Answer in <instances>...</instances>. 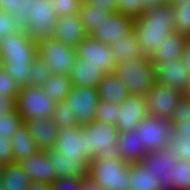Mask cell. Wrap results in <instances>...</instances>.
<instances>
[{
    "mask_svg": "<svg viewBox=\"0 0 190 190\" xmlns=\"http://www.w3.org/2000/svg\"><path fill=\"white\" fill-rule=\"evenodd\" d=\"M3 68L2 61L0 59V70Z\"/></svg>",
    "mask_w": 190,
    "mask_h": 190,
    "instance_id": "6f0895ef",
    "label": "cell"
},
{
    "mask_svg": "<svg viewBox=\"0 0 190 190\" xmlns=\"http://www.w3.org/2000/svg\"><path fill=\"white\" fill-rule=\"evenodd\" d=\"M134 18L114 12L110 13L107 19L96 25L88 35L109 45L112 40H118L128 36L133 31Z\"/></svg>",
    "mask_w": 190,
    "mask_h": 190,
    "instance_id": "4fadbf2b",
    "label": "cell"
},
{
    "mask_svg": "<svg viewBox=\"0 0 190 190\" xmlns=\"http://www.w3.org/2000/svg\"><path fill=\"white\" fill-rule=\"evenodd\" d=\"M148 115L145 96L129 95L119 104L116 128L129 131Z\"/></svg>",
    "mask_w": 190,
    "mask_h": 190,
    "instance_id": "9a60e30c",
    "label": "cell"
},
{
    "mask_svg": "<svg viewBox=\"0 0 190 190\" xmlns=\"http://www.w3.org/2000/svg\"><path fill=\"white\" fill-rule=\"evenodd\" d=\"M97 89L99 101L120 104L129 96L126 84L114 72L105 74Z\"/></svg>",
    "mask_w": 190,
    "mask_h": 190,
    "instance_id": "484cf974",
    "label": "cell"
},
{
    "mask_svg": "<svg viewBox=\"0 0 190 190\" xmlns=\"http://www.w3.org/2000/svg\"><path fill=\"white\" fill-rule=\"evenodd\" d=\"M119 104L107 101H99L96 106V121L107 122L116 125Z\"/></svg>",
    "mask_w": 190,
    "mask_h": 190,
    "instance_id": "8d00e7d4",
    "label": "cell"
},
{
    "mask_svg": "<svg viewBox=\"0 0 190 190\" xmlns=\"http://www.w3.org/2000/svg\"><path fill=\"white\" fill-rule=\"evenodd\" d=\"M167 0H141L145 9L165 3Z\"/></svg>",
    "mask_w": 190,
    "mask_h": 190,
    "instance_id": "db71d44e",
    "label": "cell"
},
{
    "mask_svg": "<svg viewBox=\"0 0 190 190\" xmlns=\"http://www.w3.org/2000/svg\"><path fill=\"white\" fill-rule=\"evenodd\" d=\"M119 141L116 148L120 151L123 161L135 163L142 161L143 157L148 153L139 139V133L134 129L121 132L118 134Z\"/></svg>",
    "mask_w": 190,
    "mask_h": 190,
    "instance_id": "cb8c5ba5",
    "label": "cell"
},
{
    "mask_svg": "<svg viewBox=\"0 0 190 190\" xmlns=\"http://www.w3.org/2000/svg\"><path fill=\"white\" fill-rule=\"evenodd\" d=\"M84 137L86 157L91 160L96 156L109 157L122 160L120 151L116 148L119 141V130L116 125L94 120L81 125Z\"/></svg>",
    "mask_w": 190,
    "mask_h": 190,
    "instance_id": "3957f363",
    "label": "cell"
},
{
    "mask_svg": "<svg viewBox=\"0 0 190 190\" xmlns=\"http://www.w3.org/2000/svg\"><path fill=\"white\" fill-rule=\"evenodd\" d=\"M18 30H22V28L10 17L7 11L0 9V35L4 38L6 35Z\"/></svg>",
    "mask_w": 190,
    "mask_h": 190,
    "instance_id": "f6af8a7d",
    "label": "cell"
},
{
    "mask_svg": "<svg viewBox=\"0 0 190 190\" xmlns=\"http://www.w3.org/2000/svg\"><path fill=\"white\" fill-rule=\"evenodd\" d=\"M45 153L52 160L57 176L83 177L88 175L89 159L65 157L61 151L54 148L46 149Z\"/></svg>",
    "mask_w": 190,
    "mask_h": 190,
    "instance_id": "7402d4cb",
    "label": "cell"
},
{
    "mask_svg": "<svg viewBox=\"0 0 190 190\" xmlns=\"http://www.w3.org/2000/svg\"><path fill=\"white\" fill-rule=\"evenodd\" d=\"M130 163L96 156L89 161L88 174L105 190H129Z\"/></svg>",
    "mask_w": 190,
    "mask_h": 190,
    "instance_id": "5b68a950",
    "label": "cell"
},
{
    "mask_svg": "<svg viewBox=\"0 0 190 190\" xmlns=\"http://www.w3.org/2000/svg\"><path fill=\"white\" fill-rule=\"evenodd\" d=\"M20 86L15 80L5 71L4 68L0 70V96H17Z\"/></svg>",
    "mask_w": 190,
    "mask_h": 190,
    "instance_id": "b9f144b4",
    "label": "cell"
},
{
    "mask_svg": "<svg viewBox=\"0 0 190 190\" xmlns=\"http://www.w3.org/2000/svg\"><path fill=\"white\" fill-rule=\"evenodd\" d=\"M109 46L114 56L115 64L127 60L130 56L140 58L145 55L134 30L128 36H123L118 40H112Z\"/></svg>",
    "mask_w": 190,
    "mask_h": 190,
    "instance_id": "4316f807",
    "label": "cell"
},
{
    "mask_svg": "<svg viewBox=\"0 0 190 190\" xmlns=\"http://www.w3.org/2000/svg\"><path fill=\"white\" fill-rule=\"evenodd\" d=\"M186 94L190 97V89H189V91Z\"/></svg>",
    "mask_w": 190,
    "mask_h": 190,
    "instance_id": "91938a15",
    "label": "cell"
},
{
    "mask_svg": "<svg viewBox=\"0 0 190 190\" xmlns=\"http://www.w3.org/2000/svg\"><path fill=\"white\" fill-rule=\"evenodd\" d=\"M24 172L28 175L30 182L52 183L58 176L52 168V160L45 150H38L35 154L19 162Z\"/></svg>",
    "mask_w": 190,
    "mask_h": 190,
    "instance_id": "d6986e66",
    "label": "cell"
},
{
    "mask_svg": "<svg viewBox=\"0 0 190 190\" xmlns=\"http://www.w3.org/2000/svg\"><path fill=\"white\" fill-rule=\"evenodd\" d=\"M165 190H190V161L180 159L172 169L171 183Z\"/></svg>",
    "mask_w": 190,
    "mask_h": 190,
    "instance_id": "d6a6232c",
    "label": "cell"
},
{
    "mask_svg": "<svg viewBox=\"0 0 190 190\" xmlns=\"http://www.w3.org/2000/svg\"><path fill=\"white\" fill-rule=\"evenodd\" d=\"M187 36L172 30L157 43V47L150 53L149 58L153 65L169 62L181 58Z\"/></svg>",
    "mask_w": 190,
    "mask_h": 190,
    "instance_id": "44dd1931",
    "label": "cell"
},
{
    "mask_svg": "<svg viewBox=\"0 0 190 190\" xmlns=\"http://www.w3.org/2000/svg\"><path fill=\"white\" fill-rule=\"evenodd\" d=\"M32 0H0V9L7 11L10 17L17 22L22 29H27L28 12L31 9Z\"/></svg>",
    "mask_w": 190,
    "mask_h": 190,
    "instance_id": "1f68e13d",
    "label": "cell"
},
{
    "mask_svg": "<svg viewBox=\"0 0 190 190\" xmlns=\"http://www.w3.org/2000/svg\"><path fill=\"white\" fill-rule=\"evenodd\" d=\"M91 5L99 8H106L110 13L115 11V0H85Z\"/></svg>",
    "mask_w": 190,
    "mask_h": 190,
    "instance_id": "f907efd6",
    "label": "cell"
},
{
    "mask_svg": "<svg viewBox=\"0 0 190 190\" xmlns=\"http://www.w3.org/2000/svg\"><path fill=\"white\" fill-rule=\"evenodd\" d=\"M79 187L80 190H105L101 185L97 184L89 174L81 177Z\"/></svg>",
    "mask_w": 190,
    "mask_h": 190,
    "instance_id": "681fc988",
    "label": "cell"
},
{
    "mask_svg": "<svg viewBox=\"0 0 190 190\" xmlns=\"http://www.w3.org/2000/svg\"><path fill=\"white\" fill-rule=\"evenodd\" d=\"M129 178V190H165L151 168H148L142 161L130 163Z\"/></svg>",
    "mask_w": 190,
    "mask_h": 190,
    "instance_id": "d4e9b609",
    "label": "cell"
},
{
    "mask_svg": "<svg viewBox=\"0 0 190 190\" xmlns=\"http://www.w3.org/2000/svg\"><path fill=\"white\" fill-rule=\"evenodd\" d=\"M67 100L56 102L55 109L52 114L53 121L59 128L76 126L77 121L75 115L70 112Z\"/></svg>",
    "mask_w": 190,
    "mask_h": 190,
    "instance_id": "e575fe53",
    "label": "cell"
},
{
    "mask_svg": "<svg viewBox=\"0 0 190 190\" xmlns=\"http://www.w3.org/2000/svg\"><path fill=\"white\" fill-rule=\"evenodd\" d=\"M71 81L66 74H51L41 87L43 92L55 102L65 100L70 88Z\"/></svg>",
    "mask_w": 190,
    "mask_h": 190,
    "instance_id": "f546056e",
    "label": "cell"
},
{
    "mask_svg": "<svg viewBox=\"0 0 190 190\" xmlns=\"http://www.w3.org/2000/svg\"><path fill=\"white\" fill-rule=\"evenodd\" d=\"M10 138L0 136V162L3 165L11 164L14 162V155L12 152Z\"/></svg>",
    "mask_w": 190,
    "mask_h": 190,
    "instance_id": "bcb514c9",
    "label": "cell"
},
{
    "mask_svg": "<svg viewBox=\"0 0 190 190\" xmlns=\"http://www.w3.org/2000/svg\"><path fill=\"white\" fill-rule=\"evenodd\" d=\"M25 190H50V183L47 182H30Z\"/></svg>",
    "mask_w": 190,
    "mask_h": 190,
    "instance_id": "f5cc1de1",
    "label": "cell"
},
{
    "mask_svg": "<svg viewBox=\"0 0 190 190\" xmlns=\"http://www.w3.org/2000/svg\"><path fill=\"white\" fill-rule=\"evenodd\" d=\"M70 112L75 115L77 125H86L95 120L99 102L98 89L88 86H71L66 97Z\"/></svg>",
    "mask_w": 190,
    "mask_h": 190,
    "instance_id": "30bf717a",
    "label": "cell"
},
{
    "mask_svg": "<svg viewBox=\"0 0 190 190\" xmlns=\"http://www.w3.org/2000/svg\"><path fill=\"white\" fill-rule=\"evenodd\" d=\"M184 94L168 84L155 82L145 96L148 115L170 121L177 102Z\"/></svg>",
    "mask_w": 190,
    "mask_h": 190,
    "instance_id": "9c48e42d",
    "label": "cell"
},
{
    "mask_svg": "<svg viewBox=\"0 0 190 190\" xmlns=\"http://www.w3.org/2000/svg\"><path fill=\"white\" fill-rule=\"evenodd\" d=\"M181 60L186 64V66L190 70V36H187L186 38Z\"/></svg>",
    "mask_w": 190,
    "mask_h": 190,
    "instance_id": "816d5d0a",
    "label": "cell"
},
{
    "mask_svg": "<svg viewBox=\"0 0 190 190\" xmlns=\"http://www.w3.org/2000/svg\"><path fill=\"white\" fill-rule=\"evenodd\" d=\"M173 133L184 139L190 138V118L186 117L181 122H173Z\"/></svg>",
    "mask_w": 190,
    "mask_h": 190,
    "instance_id": "c3c4849f",
    "label": "cell"
},
{
    "mask_svg": "<svg viewBox=\"0 0 190 190\" xmlns=\"http://www.w3.org/2000/svg\"><path fill=\"white\" fill-rule=\"evenodd\" d=\"M36 44L37 56L45 61L52 74H69L77 57L76 49L55 38H45Z\"/></svg>",
    "mask_w": 190,
    "mask_h": 190,
    "instance_id": "ba28073f",
    "label": "cell"
},
{
    "mask_svg": "<svg viewBox=\"0 0 190 190\" xmlns=\"http://www.w3.org/2000/svg\"><path fill=\"white\" fill-rule=\"evenodd\" d=\"M105 72L99 66L92 64H85L83 60L76 57L72 68L68 74L71 85L73 86H88L96 87L104 78Z\"/></svg>",
    "mask_w": 190,
    "mask_h": 190,
    "instance_id": "603a6c76",
    "label": "cell"
},
{
    "mask_svg": "<svg viewBox=\"0 0 190 190\" xmlns=\"http://www.w3.org/2000/svg\"><path fill=\"white\" fill-rule=\"evenodd\" d=\"M24 124L39 150L54 147L59 127L52 117L42 119L32 118L24 121Z\"/></svg>",
    "mask_w": 190,
    "mask_h": 190,
    "instance_id": "ffe728a7",
    "label": "cell"
},
{
    "mask_svg": "<svg viewBox=\"0 0 190 190\" xmlns=\"http://www.w3.org/2000/svg\"><path fill=\"white\" fill-rule=\"evenodd\" d=\"M115 11L136 18L145 11V8L141 0H115Z\"/></svg>",
    "mask_w": 190,
    "mask_h": 190,
    "instance_id": "ab89813d",
    "label": "cell"
},
{
    "mask_svg": "<svg viewBox=\"0 0 190 190\" xmlns=\"http://www.w3.org/2000/svg\"><path fill=\"white\" fill-rule=\"evenodd\" d=\"M186 1H190V0H167V2L171 3L172 5H176L182 2H186Z\"/></svg>",
    "mask_w": 190,
    "mask_h": 190,
    "instance_id": "11a10c76",
    "label": "cell"
},
{
    "mask_svg": "<svg viewBox=\"0 0 190 190\" xmlns=\"http://www.w3.org/2000/svg\"><path fill=\"white\" fill-rule=\"evenodd\" d=\"M135 130L139 133L141 145L149 152L167 148L173 126L169 120L147 115L136 125Z\"/></svg>",
    "mask_w": 190,
    "mask_h": 190,
    "instance_id": "8fae6325",
    "label": "cell"
},
{
    "mask_svg": "<svg viewBox=\"0 0 190 190\" xmlns=\"http://www.w3.org/2000/svg\"><path fill=\"white\" fill-rule=\"evenodd\" d=\"M36 56L37 44L29 39L25 29L12 32L0 41L3 68L20 87L30 85L31 62Z\"/></svg>",
    "mask_w": 190,
    "mask_h": 190,
    "instance_id": "6da1fadb",
    "label": "cell"
},
{
    "mask_svg": "<svg viewBox=\"0 0 190 190\" xmlns=\"http://www.w3.org/2000/svg\"><path fill=\"white\" fill-rule=\"evenodd\" d=\"M57 19L58 16L50 0H32L27 18V36L35 42L53 38Z\"/></svg>",
    "mask_w": 190,
    "mask_h": 190,
    "instance_id": "52a82bcc",
    "label": "cell"
},
{
    "mask_svg": "<svg viewBox=\"0 0 190 190\" xmlns=\"http://www.w3.org/2000/svg\"><path fill=\"white\" fill-rule=\"evenodd\" d=\"M53 148L61 151L65 157L88 159L85 155L81 125L59 128Z\"/></svg>",
    "mask_w": 190,
    "mask_h": 190,
    "instance_id": "e0dca14e",
    "label": "cell"
},
{
    "mask_svg": "<svg viewBox=\"0 0 190 190\" xmlns=\"http://www.w3.org/2000/svg\"><path fill=\"white\" fill-rule=\"evenodd\" d=\"M155 82L168 84L184 93L190 89V70L181 58L154 65Z\"/></svg>",
    "mask_w": 190,
    "mask_h": 190,
    "instance_id": "5bb4252c",
    "label": "cell"
},
{
    "mask_svg": "<svg viewBox=\"0 0 190 190\" xmlns=\"http://www.w3.org/2000/svg\"><path fill=\"white\" fill-rule=\"evenodd\" d=\"M76 53L85 64L99 66L106 74L115 70L116 64L110 46L89 35L77 45Z\"/></svg>",
    "mask_w": 190,
    "mask_h": 190,
    "instance_id": "7c38bea8",
    "label": "cell"
},
{
    "mask_svg": "<svg viewBox=\"0 0 190 190\" xmlns=\"http://www.w3.org/2000/svg\"><path fill=\"white\" fill-rule=\"evenodd\" d=\"M114 73L124 81L129 95L146 96L155 83L154 65L149 55L140 58L130 56L116 64Z\"/></svg>",
    "mask_w": 190,
    "mask_h": 190,
    "instance_id": "277c9868",
    "label": "cell"
},
{
    "mask_svg": "<svg viewBox=\"0 0 190 190\" xmlns=\"http://www.w3.org/2000/svg\"><path fill=\"white\" fill-rule=\"evenodd\" d=\"M77 14L85 30L89 33L96 25L100 24L103 19H107L110 12L106 8L95 7L87 1L82 0Z\"/></svg>",
    "mask_w": 190,
    "mask_h": 190,
    "instance_id": "4dcf8cb0",
    "label": "cell"
},
{
    "mask_svg": "<svg viewBox=\"0 0 190 190\" xmlns=\"http://www.w3.org/2000/svg\"><path fill=\"white\" fill-rule=\"evenodd\" d=\"M186 117L190 118V97L185 93L177 102L170 122H181Z\"/></svg>",
    "mask_w": 190,
    "mask_h": 190,
    "instance_id": "ee69618b",
    "label": "cell"
},
{
    "mask_svg": "<svg viewBox=\"0 0 190 190\" xmlns=\"http://www.w3.org/2000/svg\"><path fill=\"white\" fill-rule=\"evenodd\" d=\"M171 154H176L181 160L190 161V138L184 139L172 133L167 143Z\"/></svg>",
    "mask_w": 190,
    "mask_h": 190,
    "instance_id": "74e56055",
    "label": "cell"
},
{
    "mask_svg": "<svg viewBox=\"0 0 190 190\" xmlns=\"http://www.w3.org/2000/svg\"><path fill=\"white\" fill-rule=\"evenodd\" d=\"M88 33L80 21L78 14H70L58 17L55 22V34L53 38L61 41L66 46L76 49L77 45Z\"/></svg>",
    "mask_w": 190,
    "mask_h": 190,
    "instance_id": "ac0fdd59",
    "label": "cell"
},
{
    "mask_svg": "<svg viewBox=\"0 0 190 190\" xmlns=\"http://www.w3.org/2000/svg\"><path fill=\"white\" fill-rule=\"evenodd\" d=\"M174 22V5L169 2L147 8L134 18L133 30L137 35L142 51L150 55L158 42L170 33Z\"/></svg>",
    "mask_w": 190,
    "mask_h": 190,
    "instance_id": "7a4b0ae2",
    "label": "cell"
},
{
    "mask_svg": "<svg viewBox=\"0 0 190 190\" xmlns=\"http://www.w3.org/2000/svg\"><path fill=\"white\" fill-rule=\"evenodd\" d=\"M24 121L17 111L13 113H6L4 116H0V136L10 138Z\"/></svg>",
    "mask_w": 190,
    "mask_h": 190,
    "instance_id": "f35d334b",
    "label": "cell"
},
{
    "mask_svg": "<svg viewBox=\"0 0 190 190\" xmlns=\"http://www.w3.org/2000/svg\"><path fill=\"white\" fill-rule=\"evenodd\" d=\"M179 161V156L171 154L168 148L149 151L142 159L164 188L171 183L172 169Z\"/></svg>",
    "mask_w": 190,
    "mask_h": 190,
    "instance_id": "2e32d148",
    "label": "cell"
},
{
    "mask_svg": "<svg viewBox=\"0 0 190 190\" xmlns=\"http://www.w3.org/2000/svg\"><path fill=\"white\" fill-rule=\"evenodd\" d=\"M10 142L12 144L14 162H20L39 150L24 123L11 134Z\"/></svg>",
    "mask_w": 190,
    "mask_h": 190,
    "instance_id": "83f0119b",
    "label": "cell"
},
{
    "mask_svg": "<svg viewBox=\"0 0 190 190\" xmlns=\"http://www.w3.org/2000/svg\"><path fill=\"white\" fill-rule=\"evenodd\" d=\"M31 66L33 69V74L30 76V85L42 87L52 74L49 67L39 56L35 57V59L31 62Z\"/></svg>",
    "mask_w": 190,
    "mask_h": 190,
    "instance_id": "d590c367",
    "label": "cell"
},
{
    "mask_svg": "<svg viewBox=\"0 0 190 190\" xmlns=\"http://www.w3.org/2000/svg\"><path fill=\"white\" fill-rule=\"evenodd\" d=\"M58 17L77 14L82 0H50Z\"/></svg>",
    "mask_w": 190,
    "mask_h": 190,
    "instance_id": "60d3db41",
    "label": "cell"
},
{
    "mask_svg": "<svg viewBox=\"0 0 190 190\" xmlns=\"http://www.w3.org/2000/svg\"><path fill=\"white\" fill-rule=\"evenodd\" d=\"M3 164L0 162V176H1V171H2V169H3Z\"/></svg>",
    "mask_w": 190,
    "mask_h": 190,
    "instance_id": "9f6ffc18",
    "label": "cell"
},
{
    "mask_svg": "<svg viewBox=\"0 0 190 190\" xmlns=\"http://www.w3.org/2000/svg\"><path fill=\"white\" fill-rule=\"evenodd\" d=\"M81 177L58 176L50 183V190H80Z\"/></svg>",
    "mask_w": 190,
    "mask_h": 190,
    "instance_id": "7bdbcfd3",
    "label": "cell"
},
{
    "mask_svg": "<svg viewBox=\"0 0 190 190\" xmlns=\"http://www.w3.org/2000/svg\"><path fill=\"white\" fill-rule=\"evenodd\" d=\"M16 96H0V116L16 111Z\"/></svg>",
    "mask_w": 190,
    "mask_h": 190,
    "instance_id": "7dc6e473",
    "label": "cell"
},
{
    "mask_svg": "<svg viewBox=\"0 0 190 190\" xmlns=\"http://www.w3.org/2000/svg\"><path fill=\"white\" fill-rule=\"evenodd\" d=\"M15 100L16 111L23 121L52 117L56 104L41 87L31 85L20 87Z\"/></svg>",
    "mask_w": 190,
    "mask_h": 190,
    "instance_id": "8992f818",
    "label": "cell"
},
{
    "mask_svg": "<svg viewBox=\"0 0 190 190\" xmlns=\"http://www.w3.org/2000/svg\"><path fill=\"white\" fill-rule=\"evenodd\" d=\"M0 181L4 190H25L30 184L29 177L19 162L4 165Z\"/></svg>",
    "mask_w": 190,
    "mask_h": 190,
    "instance_id": "f1b7e54d",
    "label": "cell"
},
{
    "mask_svg": "<svg viewBox=\"0 0 190 190\" xmlns=\"http://www.w3.org/2000/svg\"><path fill=\"white\" fill-rule=\"evenodd\" d=\"M0 190H4L2 184H1V181H0Z\"/></svg>",
    "mask_w": 190,
    "mask_h": 190,
    "instance_id": "680465c9",
    "label": "cell"
},
{
    "mask_svg": "<svg viewBox=\"0 0 190 190\" xmlns=\"http://www.w3.org/2000/svg\"><path fill=\"white\" fill-rule=\"evenodd\" d=\"M175 31L190 36V1L174 5V22Z\"/></svg>",
    "mask_w": 190,
    "mask_h": 190,
    "instance_id": "836d02e7",
    "label": "cell"
}]
</instances>
